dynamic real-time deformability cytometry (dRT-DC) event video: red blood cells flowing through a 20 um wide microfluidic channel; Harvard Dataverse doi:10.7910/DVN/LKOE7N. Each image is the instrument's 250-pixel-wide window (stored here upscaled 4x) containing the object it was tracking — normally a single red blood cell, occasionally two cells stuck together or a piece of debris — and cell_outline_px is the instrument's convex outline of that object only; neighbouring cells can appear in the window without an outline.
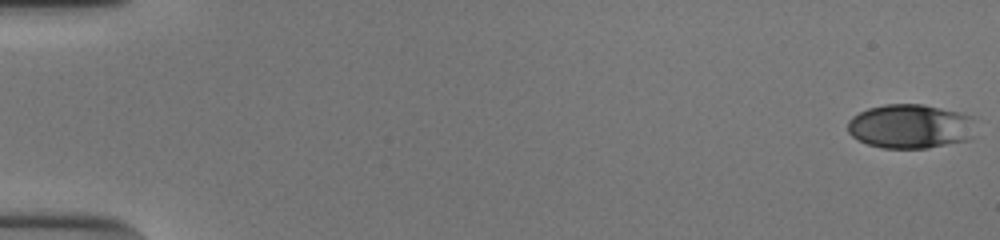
{"species": "human", "species_latin": "Homo sapiens", "temperature_condition": "cold", "stored_images_in_passage": 54, "camera_frame_rate_fps": 3000, "um_per_image_px": 0.085, "donor": {"sex": "male"}, "frame": {"image": 1, "passage_image": 1, "time_ms": 0.0, "image_size_px": [1000, 240], "cell_outline_px": [[976, 116], [972, 140], [928, 148], [880, 148], [868, 144], [852, 136], [848, 132], [848, 120], [852, 116], [868, 108], [884, 104], [924, 104], [960, 112]], "centroid_in_image_um": [77.44, 10.74], "position_along_channel_um": 7.6, "area_um2": 33.58}}
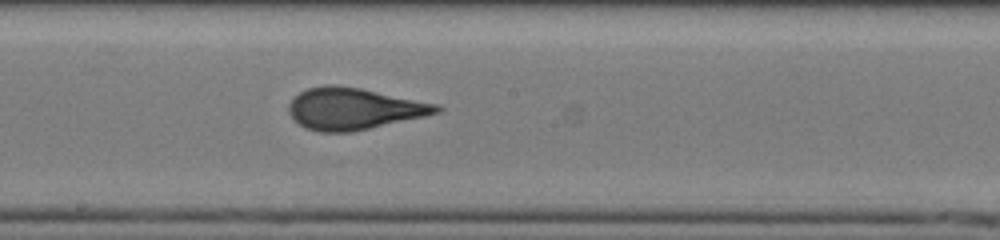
{"frame": {"image": 2, "passage_image": 31, "time_ms": 10.0, "image_size_px": [1000, 240], "cell_outline_px": [[444, 108], [440, 112], [424, 116], [352, 132], [320, 132], [304, 128], [288, 112], [288, 104], [300, 92], [308, 88], [324, 84], [336, 84], [360, 88], [440, 104]], "centroid_in_image_um": [30.08, 9.23], "position_along_channel_um": 218.1, "area_um2": 35.89}}
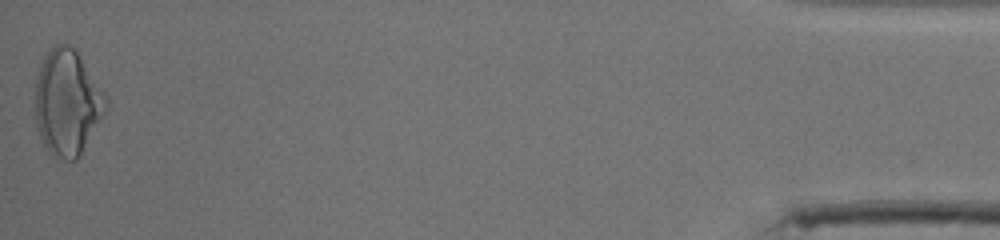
{"frame": {"image": 3, "passage_image": 54, "time_ms": 17.667, "image_size_px": [1000, 240], "cell_outline_px": [[108, 108], [80, 156], [76, 160], [56, 160], [48, 152], [36, 128], [36, 76], [44, 56], [48, 48], [56, 44], [68, 44], [76, 52], [108, 96]], "centroid_in_image_um": [5.72, 8.75], "position_along_channel_um": 429.5, "area_um2": 43.87}, "authors_computed_cell_mechanics": {"area_um2": 34.5355, "velocity_mm_per_s": 3.8881, "shape_relaxation_time_tau1_ms": 5.4965, "shape_relaxation_time_tau2_ms": 0.8725, "deformation_change_tau1": 0.193, "deformation_change_tau2": 0.0791}}